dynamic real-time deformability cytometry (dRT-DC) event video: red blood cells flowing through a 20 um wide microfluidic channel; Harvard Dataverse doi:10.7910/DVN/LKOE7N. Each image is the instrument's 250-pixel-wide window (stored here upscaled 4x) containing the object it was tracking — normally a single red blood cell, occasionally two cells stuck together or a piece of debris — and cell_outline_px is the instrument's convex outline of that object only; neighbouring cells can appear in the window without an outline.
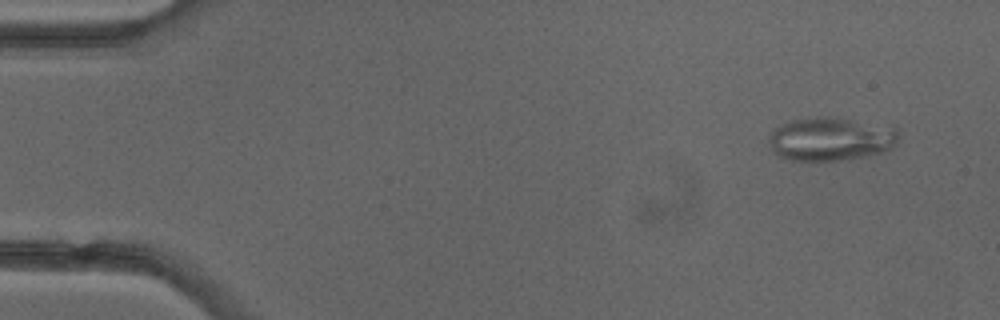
{"species": "common noctule bat (a hibernating species)", "species_latin": "Nyctalus noctula", "temperature_condition": "cold", "stored_images_in_passage": 4, "camera_frame_rate_fps": 3000, "um_per_image_px": 0.085, "animal": {"sex": "female"}, "frame": {"image": 1, "passage_image": 1, "time_ms": 0.0, "image_size_px": [1000, 320], "cell_outline_px": [[900, 140], [892, 148], [884, 152], [868, 156], [848, 160], [792, 160], [780, 156], [772, 152], [768, 140], [768, 136], [776, 128], [792, 120], [816, 116], [828, 116], [896, 124], [900, 136]], "centroid_in_image_um": [70.74, 11.79], "position_along_channel_um": 14.3, "area_um2": 33.99}}